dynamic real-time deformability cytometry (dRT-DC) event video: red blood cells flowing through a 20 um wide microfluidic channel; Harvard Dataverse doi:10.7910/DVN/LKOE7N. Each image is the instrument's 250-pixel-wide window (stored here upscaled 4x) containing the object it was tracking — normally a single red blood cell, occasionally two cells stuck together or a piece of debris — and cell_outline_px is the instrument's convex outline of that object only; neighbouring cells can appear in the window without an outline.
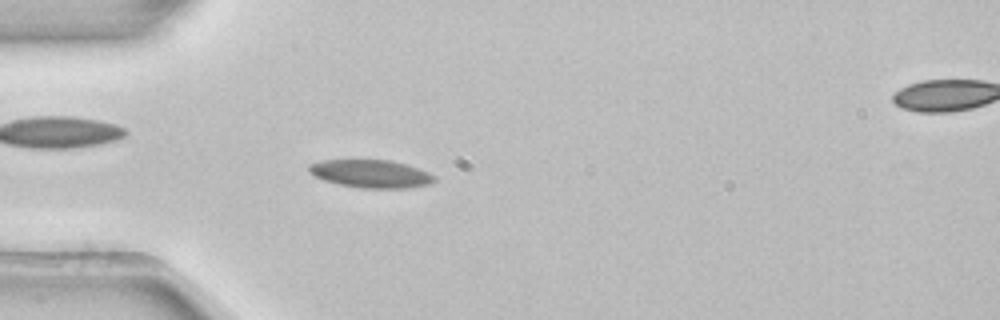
{"species": "common noctule bat (a hibernating species)", "species_latin": "Nyctalus noctula", "temperature_condition": "room temperature", "stored_images_in_passage": 3, "segment_of_instrument_passage": [1, 2], "camera_frame_rate_fps": 3000, "um_per_image_px": 0.085, "animal": {"sex": "female", "body_mass_g": 22.7, "forearm_length_mm": 54.2}, "frame": {"image": 1, "passage_image": 2, "time_ms": 0.333, "image_size_px": [1000, 320], "cell_outline_px": [[436, 180], [428, 184], [404, 188], [360, 188], [340, 184], [324, 180], [308, 172], [308, 164], [320, 160], [388, 160], [404, 164], [416, 168], [436, 176]], "centroid_in_image_um": [31.47, 14.77], "position_along_channel_um": 53.5, "area_um2": 20.17}}